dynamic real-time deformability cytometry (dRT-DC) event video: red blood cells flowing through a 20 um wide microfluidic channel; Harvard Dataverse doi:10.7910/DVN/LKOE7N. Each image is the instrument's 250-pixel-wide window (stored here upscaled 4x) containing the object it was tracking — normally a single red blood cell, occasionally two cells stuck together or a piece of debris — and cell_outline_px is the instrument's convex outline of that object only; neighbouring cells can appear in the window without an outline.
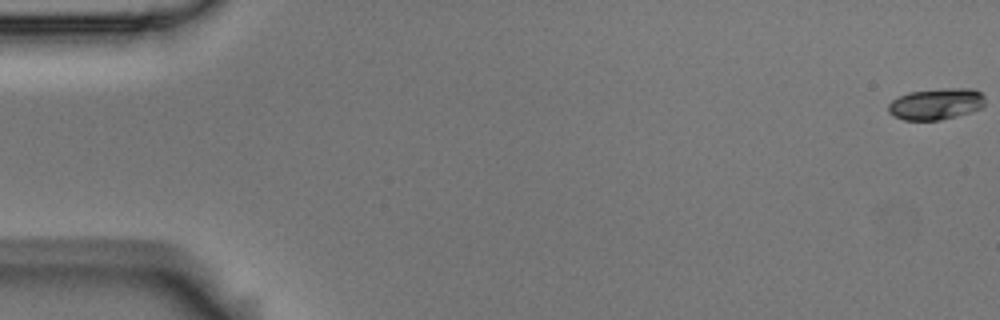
{"species": "Egyptian fruit bat (a non-hibernating species)", "species_latin": "Rousettus aegyptiacus", "temperature_condition": "room temperature", "stored_images_in_passage": 18, "camera_frame_rate_fps": 3000, "um_per_image_px": 0.085, "animal": {"sex": "male"}, "frame": {"image": 1, "passage_image": 1, "time_ms": 0.0, "image_size_px": [1000, 320], "cell_outline_px": [[984, 104], [980, 108], [956, 116], [940, 120], [904, 120], [892, 116], [888, 112], [888, 104], [892, 100], [908, 92], [944, 88], [972, 88], [980, 92], [984, 96]], "centroid_in_image_um": [79.53, 8.83], "position_along_channel_um": 5.5, "area_um2": 17.69}}
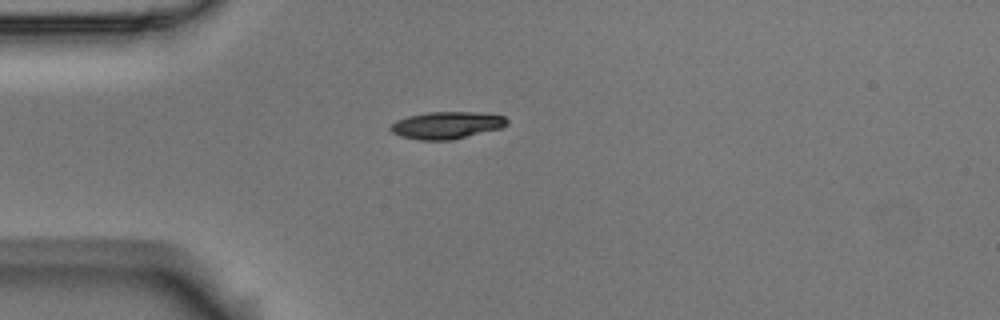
{"frame": {"image": 2, "passage_image": 16, "time_ms": 5.0, "image_size_px": [1000, 320], "cell_outline_px": [[508, 124], [500, 128], [452, 140], [420, 140], [400, 136], [392, 132], [388, 128], [396, 120], [408, 116], [428, 112], [476, 112], [504, 116], [508, 120]], "centroid_in_image_um": [37.94, 10.64], "position_along_channel_um": 47.1, "area_um2": 18.38}}